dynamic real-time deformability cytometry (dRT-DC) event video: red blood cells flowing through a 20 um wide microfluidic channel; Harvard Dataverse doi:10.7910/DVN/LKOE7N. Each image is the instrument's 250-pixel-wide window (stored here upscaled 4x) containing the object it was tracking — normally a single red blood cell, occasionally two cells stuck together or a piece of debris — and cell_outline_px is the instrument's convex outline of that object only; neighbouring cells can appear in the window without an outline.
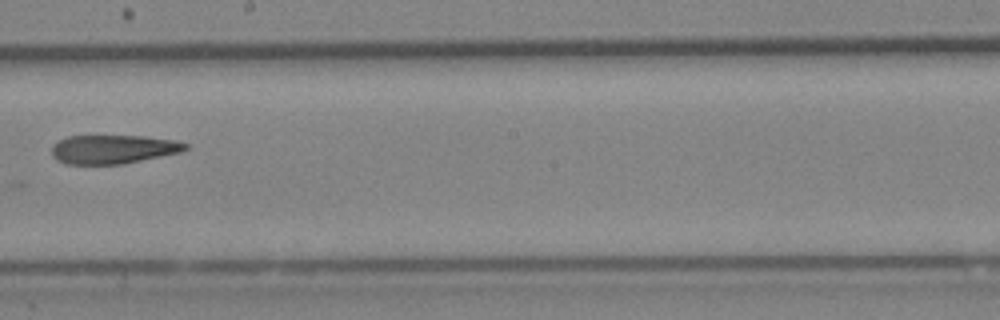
{"species": "Egyptian fruit bat (a non-hibernating species)", "species_latin": "Rousettus aegyptiacus", "temperature_condition": "cold", "stored_images_in_passage": 8, "camera_frame_rate_fps": 3000, "um_per_image_px": 0.085, "animal": {"sex": "female"}, "frame": {"image": 1, "passage_image": 7, "time_ms": 8.0, "image_size_px": [1000, 320], "cell_outline_px": [[188, 148], [180, 152], [124, 164], [68, 164], [56, 160], [52, 156], [52, 144], [68, 136], [144, 136], [176, 140], [188, 144]], "centroid_in_image_um": [9.61, 12.68], "position_along_channel_um": 238.6, "area_um2": 22.48}}
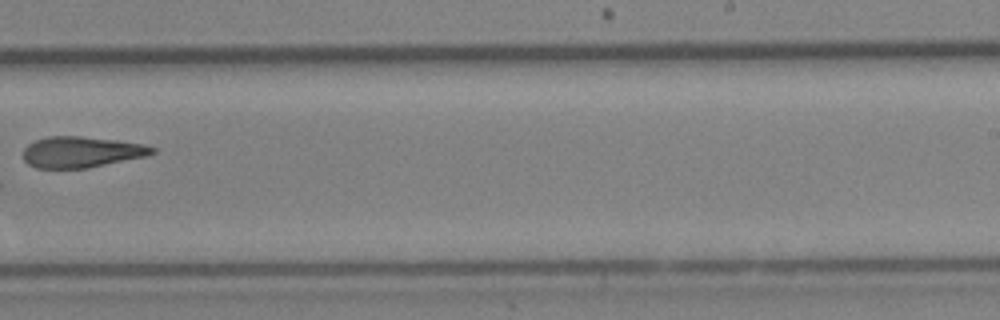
{"frame": {"image": 2, "passage_image": 8, "time_ms": 9.0, "image_size_px": [1000, 320], "cell_outline_px": [[156, 152], [148, 156], [88, 168], [36, 168], [28, 164], [24, 160], [24, 148], [28, 144], [36, 140], [48, 136], [80, 136], [120, 140], [144, 144], [156, 148]], "centroid_in_image_um": [6.96, 12.92], "position_along_channel_um": 282.0, "area_um2": 23.52}}